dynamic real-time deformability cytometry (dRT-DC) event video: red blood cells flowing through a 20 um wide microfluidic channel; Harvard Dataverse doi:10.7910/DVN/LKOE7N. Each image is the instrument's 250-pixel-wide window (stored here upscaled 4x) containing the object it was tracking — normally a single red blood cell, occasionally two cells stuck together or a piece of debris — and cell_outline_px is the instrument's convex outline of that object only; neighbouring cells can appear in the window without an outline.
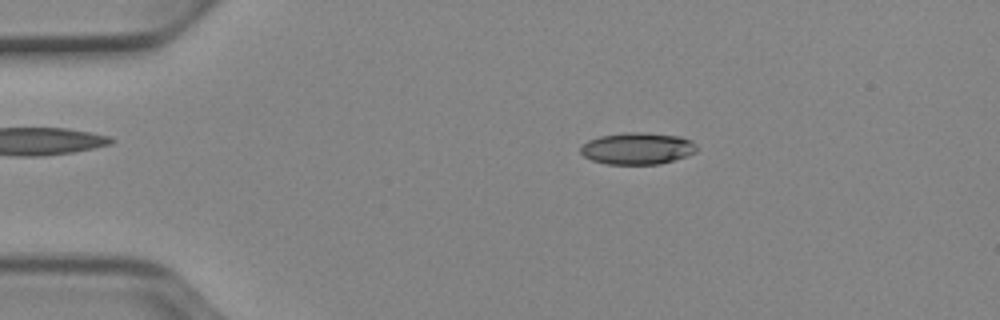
{"species": "Egyptian fruit bat (a non-hibernating species)", "species_latin": "Rousettus aegyptiacus", "temperature_condition": "cold", "stored_images_in_passage": 51, "camera_frame_rate_fps": 3000, "um_per_image_px": 0.085, "animal": {"sex": "female"}, "frame": {"image": 1, "passage_image": 9, "time_ms": 2.667, "image_size_px": [1000, 320], "cell_outline_px": [[696, 152], [660, 164], [608, 164], [592, 160], [584, 156], [580, 152], [580, 148], [588, 140], [600, 136], [628, 132], [640, 132], [680, 136], [692, 140], [696, 144]], "centroid_in_image_um": [54.17, 12.61], "position_along_channel_um": 30.8, "area_um2": 21.39}}
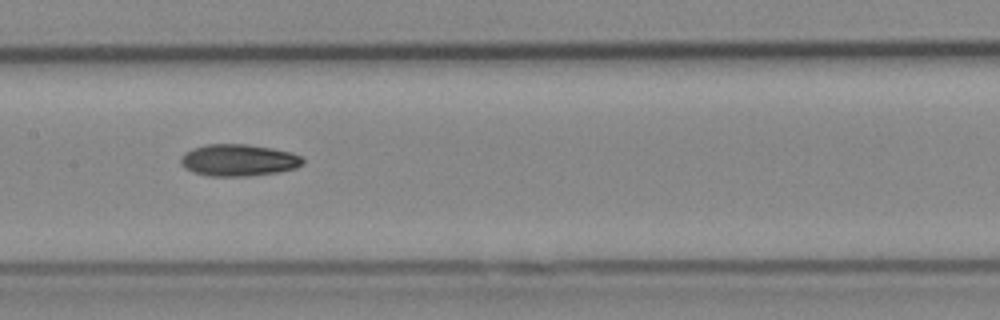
{"frame": {"image": 2, "passage_image": 25, "time_ms": 8.0, "image_size_px": [1000, 320], "cell_outline_px": [[304, 164], [296, 168], [280, 172], [248, 176], [208, 176], [192, 172], [184, 168], [180, 164], [180, 156], [184, 152], [192, 148], [204, 144], [248, 144], [272, 148], [292, 152], [304, 156]], "centroid_in_image_um": [20.28, 13.61], "position_along_channel_um": 187.1, "area_um2": 23.18}}
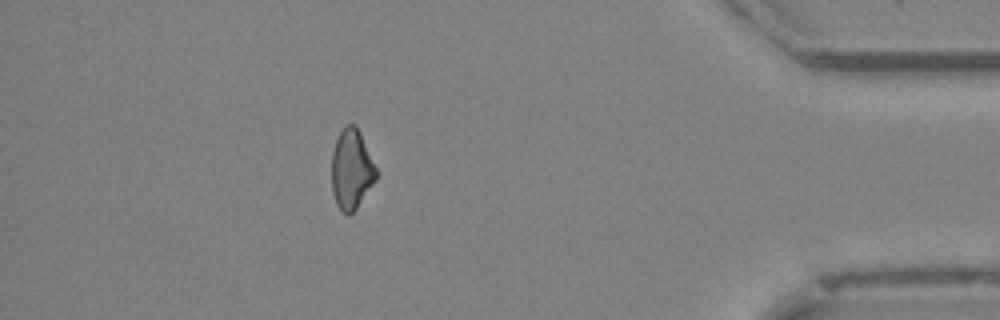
{"frame": {"image": 3, "passage_image": 45, "time_ms": 14.667, "image_size_px": [1000, 320], "cell_outline_px": [[376, 180], [356, 208], [348, 216], [340, 212], [336, 204], [332, 192], [332, 152], [336, 140], [344, 124], [356, 124], [360, 132], [376, 168]], "centroid_in_image_um": [29.85, 14.4], "position_along_channel_um": 405.3, "area_um2": 20.75}, "authors_computed_cell_mechanics": {"area_um2": 21.7906, "velocity_mm_per_s": 3.9361, "shape_relaxation_time_tau1_ms": 7.1213, "shape_relaxation_time_tau2_ms": 6.7495, "deformation_change_tau1": 0.151, "deformation_change_tau2": 0.1497}}